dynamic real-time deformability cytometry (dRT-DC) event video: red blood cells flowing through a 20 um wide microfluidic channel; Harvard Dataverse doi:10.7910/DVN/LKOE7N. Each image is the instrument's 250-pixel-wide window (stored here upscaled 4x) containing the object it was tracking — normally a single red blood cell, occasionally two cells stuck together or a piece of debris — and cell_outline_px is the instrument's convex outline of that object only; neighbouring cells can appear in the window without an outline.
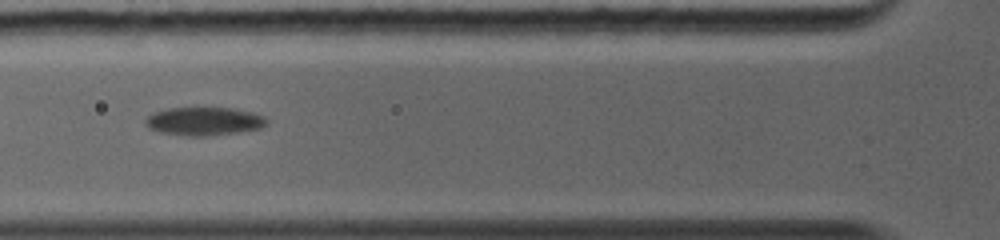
{"species": "common noctule bat (a hibernating species)", "species_latin": "Nyctalus noctula", "temperature_condition": "warm", "stored_images_in_passage": 33, "camera_frame_rate_fps": 5000, "um_per_image_px": 0.085, "animal": {"sex": "female", "body_mass_g": 19.0, "forearm_length_mm": 56.7}, "frame": {"image": 1, "passage_image": 6, "time_ms": 1.6, "image_size_px": [1000, 240], "cell_outline_px": [[268, 124], [260, 128], [236, 132], [204, 136], [192, 136], [160, 132], [148, 128], [144, 124], [144, 120], [148, 116], [156, 112], [168, 108], [204, 104], [232, 108], [252, 112], [264, 116], [268, 120]], "centroid_in_image_um": [17.33, 10.25], "position_along_channel_um": 108.5, "area_um2": 20.75}, "authors_computed_cell_mechanics": {"area_um2": 20.5768, "velocity_mm_per_s": 4.2017, "shape_relaxation_time_tau1_ms": 4.0729, "shape_relaxation_time_tau2_ms": null, "deformation_change_tau1": 0.1619, "deformation_change_tau2": null}}